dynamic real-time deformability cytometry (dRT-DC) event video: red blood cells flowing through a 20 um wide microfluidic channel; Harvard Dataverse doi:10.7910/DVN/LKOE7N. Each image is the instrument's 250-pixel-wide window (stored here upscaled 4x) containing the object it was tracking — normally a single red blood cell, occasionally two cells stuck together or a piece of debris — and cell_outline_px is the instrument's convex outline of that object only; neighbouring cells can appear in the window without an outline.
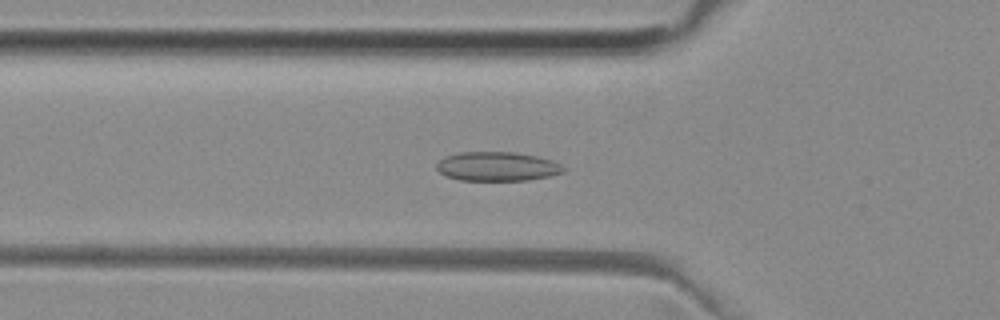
{"species": "common noctule bat (a hibernating species)", "species_latin": "Nyctalus noctula", "temperature_condition": "room temperature", "stored_images_in_passage": 51, "camera_frame_rate_fps": 3000, "um_per_image_px": 0.085, "animal": {"sex": "female", "body_mass_g": 29.2, "forearm_length_mm": 56.3}, "frame": {"image": 1, "passage_image": 17, "time_ms": 5.333, "image_size_px": [1000, 320], "cell_outline_px": [[568, 168], [564, 172], [548, 176], [528, 180], [460, 180], [448, 176], [440, 172], [436, 168], [436, 164], [444, 156], [456, 152], [516, 152], [536, 156], [552, 160]], "centroid_in_image_um": [42.27, 14.13], "position_along_channel_um": 83.5, "area_um2": 21.62}}
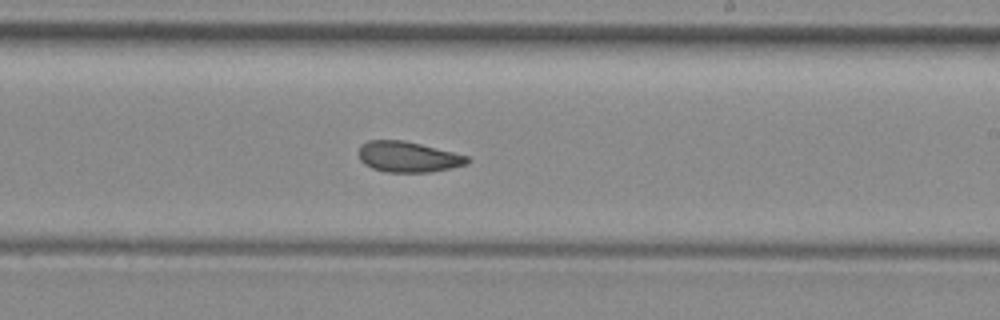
{"frame": {"image": 2, "passage_image": 30, "time_ms": 9.667, "image_size_px": [1000, 320], "cell_outline_px": [[472, 160], [468, 164], [428, 172], [384, 172], [372, 168], [364, 164], [360, 160], [360, 144], [368, 140], [404, 140], [468, 156]], "centroid_in_image_um": [34.67, 13.33], "position_along_channel_um": 254.3, "area_um2": 19.31}}
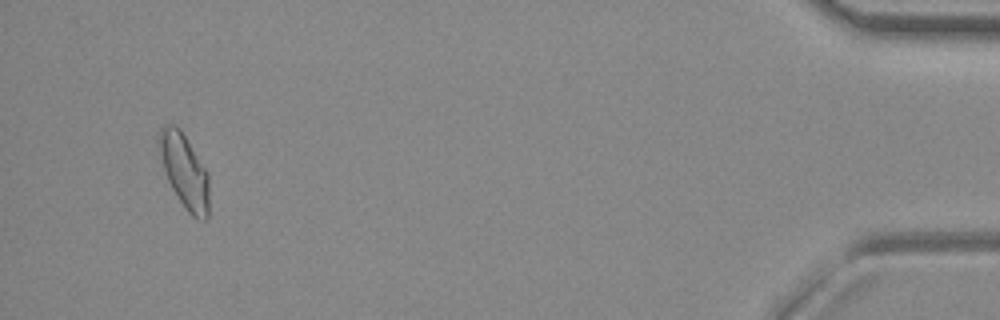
{"frame": {"image": 3, "passage_image": 49, "time_ms": 16.0, "image_size_px": [1000, 320], "cell_outline_px": [[208, 220], [196, 220], [184, 208], [172, 188], [168, 180], [164, 168], [160, 152], [160, 128], [164, 124], [176, 124], [180, 128], [208, 172]], "centroid_in_image_um": [15.7, 14.56], "position_along_channel_um": 419.5, "area_um2": 21.39}, "authors_computed_cell_mechanics": {"area_um2": 20.23, "velocity_mm_per_s": 3.9269, "shape_relaxation_time_tau1_ms": null, "shape_relaxation_time_tau2_ms": 3.8966, "deformation_change_tau1": null, "deformation_change_tau2": 0.0952}}